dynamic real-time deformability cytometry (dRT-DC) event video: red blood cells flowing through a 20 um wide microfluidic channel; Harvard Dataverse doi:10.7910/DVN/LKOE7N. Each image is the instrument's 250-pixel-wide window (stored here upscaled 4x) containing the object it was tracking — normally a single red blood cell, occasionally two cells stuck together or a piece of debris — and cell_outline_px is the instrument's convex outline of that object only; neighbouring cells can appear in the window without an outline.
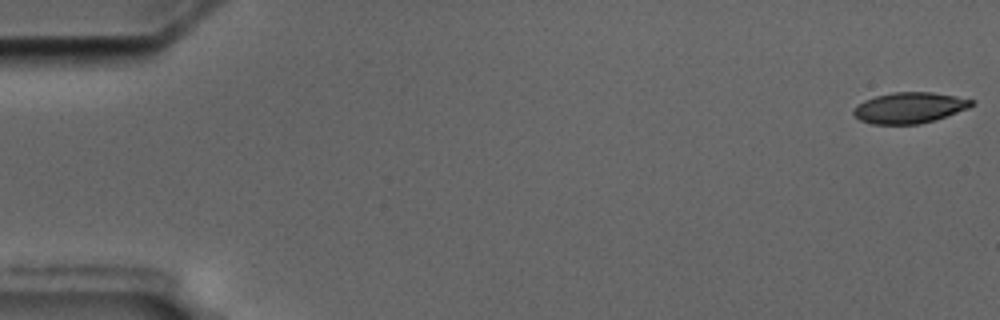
{"species": "common noctule bat (a hibernating species)", "species_latin": "Nyctalus noctula", "temperature_condition": "cold", "stored_images_in_passage": 57, "camera_frame_rate_fps": 3000, "um_per_image_px": 0.085, "animal": {"sex": "male", "body_mass_g": 17.5, "forearm_length_mm": 52.3}, "frame": {"image": 1, "passage_image": 1, "time_ms": 0.0, "image_size_px": [1000, 320], "cell_outline_px": [[976, 100], [968, 108], [936, 120], [920, 124], [872, 124], [860, 120], [852, 112], [852, 108], [864, 100], [876, 96], [892, 92], [932, 92], [956, 96]], "centroid_in_image_um": [77.3, 9.16], "position_along_channel_um": 7.7, "area_um2": 21.33}}
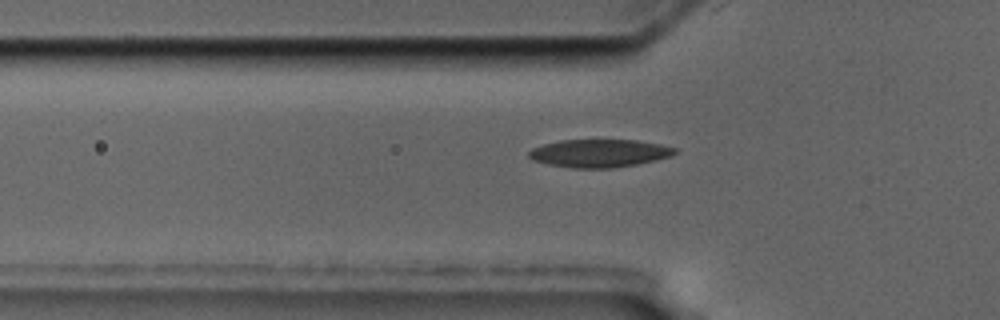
{"frame": {"image": 2, "passage_image": 19, "time_ms": 6.0, "image_size_px": [1000, 320], "cell_outline_px": [[676, 152], [672, 156], [656, 160], [636, 164], [612, 168], [572, 168], [548, 164], [532, 160], [528, 156], [528, 152], [532, 148], [544, 144], [560, 140], [636, 140], [660, 144], [676, 148]], "centroid_in_image_um": [50.93, 13.02], "position_along_channel_um": 74.9, "area_um2": 23.76}}
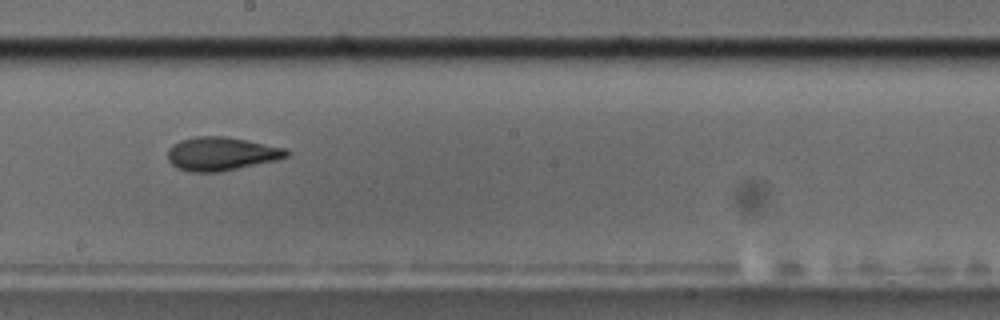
{"frame": {"image": 3, "passage_image": 32, "time_ms": 10.333, "image_size_px": [1000, 320], "cell_outline_px": [[292, 152], [288, 156], [280, 160], [220, 172], [188, 172], [176, 168], [168, 160], [168, 148], [172, 144], [180, 140], [196, 136], [224, 136], [288, 148]], "centroid_in_image_um": [18.84, 13.08], "position_along_channel_um": 229.4, "area_um2": 23.64}, "authors_computed_cell_mechanics": {"area_um2": 22.831, "velocity_mm_per_s": 3.569, "shape_relaxation_time_tau1_ms": 8.557, "shape_relaxation_time_tau2_ms": 2.785, "deformation_change_tau1": 0.2286, "deformation_change_tau2": 0.0885}}